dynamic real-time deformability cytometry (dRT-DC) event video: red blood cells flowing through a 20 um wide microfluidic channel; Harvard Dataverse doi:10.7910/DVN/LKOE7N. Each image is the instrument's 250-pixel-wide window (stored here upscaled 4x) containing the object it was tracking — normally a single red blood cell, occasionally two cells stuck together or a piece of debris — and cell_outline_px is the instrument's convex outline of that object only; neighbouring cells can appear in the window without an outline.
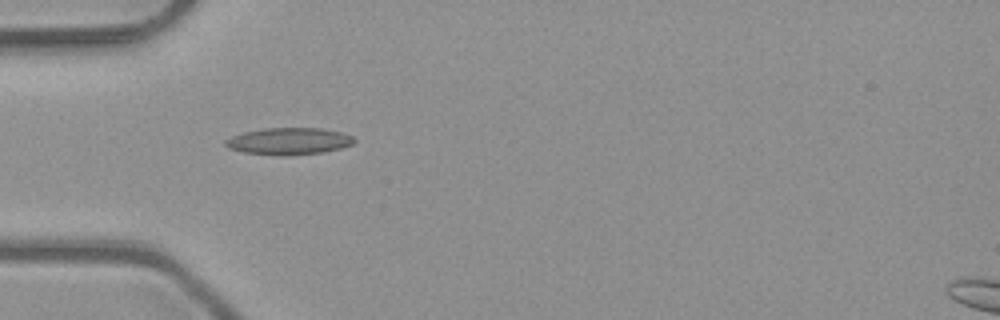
{"species": "common noctule bat (a hibernating species)", "species_latin": "Nyctalus noctula", "temperature_condition": "room temperature", "stored_images_in_passage": 36, "camera_frame_rate_fps": 3000, "um_per_image_px": 0.085, "animal": {"sex": "male", "body_mass_g": 23.1, "forearm_length_mm": 52.7}, "frame": {"image": 1, "passage_image": 1, "time_ms": 0.0, "image_size_px": [1000, 320], "cell_outline_px": [[356, 140], [352, 144], [340, 148], [324, 152], [284, 156], [280, 156], [244, 152], [228, 148], [224, 144], [224, 140], [232, 136], [244, 132], [264, 128], [324, 128], [340, 132], [352, 136]], "centroid_in_image_um": [24.54, 12.0], "position_along_channel_um": 60.5, "area_um2": 20.23}}
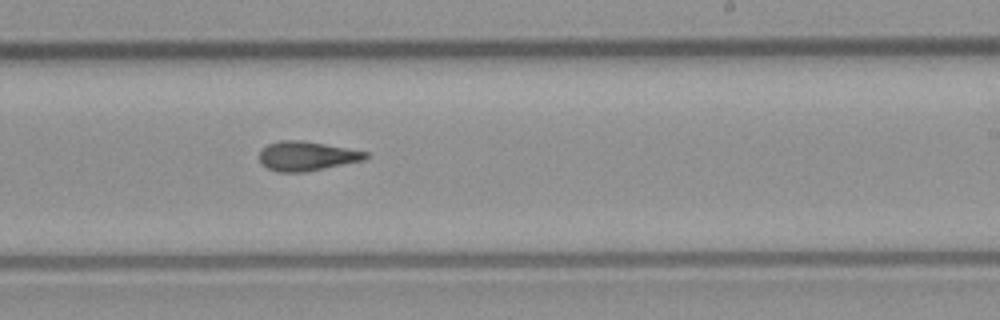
{"frame": {"image": 2, "passage_image": 16, "time_ms": 5.0, "image_size_px": [1000, 320], "cell_outline_px": [[368, 156], [364, 160], [304, 172], [276, 172], [260, 164], [260, 152], [268, 144], [276, 140], [304, 140], [368, 152]], "centroid_in_image_um": [26.04, 13.26], "position_along_channel_um": 263.0, "area_um2": 18.15}}
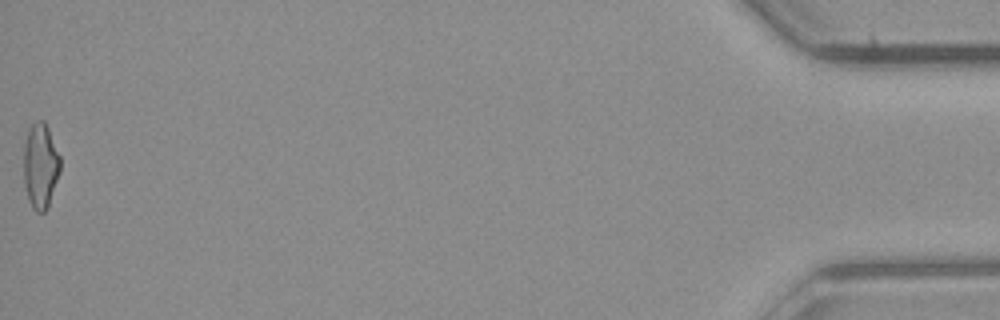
{"frame": {"image": 3, "passage_image": 36, "time_ms": 11.667, "image_size_px": [1000, 320], "cell_outline_px": [[60, 172], [48, 208], [44, 212], [36, 212], [32, 208], [24, 184], [24, 144], [28, 132], [32, 124], [36, 120], [44, 120], [48, 128], [60, 156]], "centroid_in_image_um": [3.45, 14.11], "position_along_channel_um": 431.8, "area_um2": 18.15}, "authors_computed_cell_mechanics": {"area_um2": 18.0914, "velocity_mm_per_s": 4.0872, "shape_relaxation_time_tau1_ms": null, "shape_relaxation_time_tau2_ms": 3.8778, "deformation_change_tau1": null, "deformation_change_tau2": 0.1341}}